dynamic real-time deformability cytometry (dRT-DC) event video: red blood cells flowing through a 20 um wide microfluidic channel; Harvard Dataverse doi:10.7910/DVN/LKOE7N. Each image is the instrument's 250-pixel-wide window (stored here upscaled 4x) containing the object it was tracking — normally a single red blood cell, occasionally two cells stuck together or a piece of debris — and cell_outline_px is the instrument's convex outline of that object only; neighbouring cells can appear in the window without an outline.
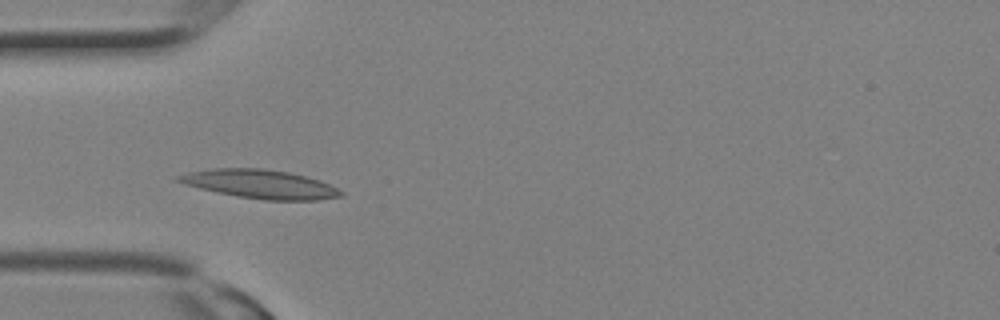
{"species": "Egyptian fruit bat (a non-hibernating species)", "species_latin": "Rousettus aegyptiacus", "temperature_condition": "room temperature", "stored_images_in_passage": 12, "camera_frame_rate_fps": 3000, "um_per_image_px": 0.085, "animal": {"sex": "female"}, "frame": {"image": 1, "passage_image": 7, "time_ms": 2.0, "image_size_px": [1000, 320], "cell_outline_px": [[344, 196], [316, 200], [264, 200], [240, 196], [200, 188], [184, 184], [172, 180], [176, 176], [188, 172], [212, 168], [264, 168], [288, 172], [320, 180], [344, 192]], "centroid_in_image_um": [22.1, 15.64], "position_along_channel_um": 62.9, "area_um2": 27.05}}
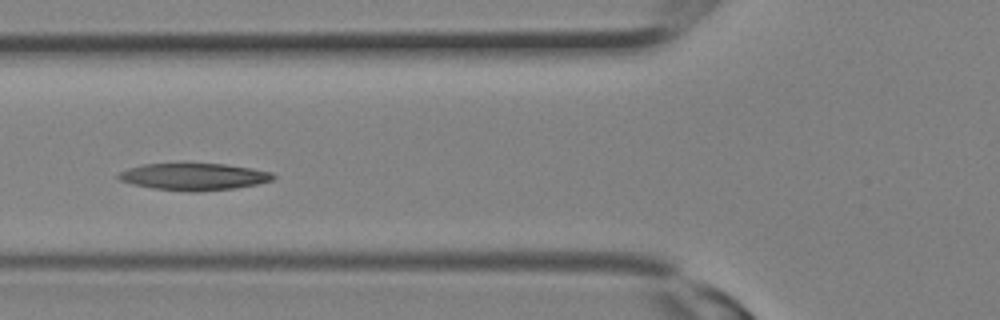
{"frame": {"image": 2, "passage_image": 9, "time_ms": 2.667, "image_size_px": [1000, 320], "cell_outline_px": [[276, 176], [272, 180], [256, 184], [236, 188], [196, 192], [188, 192], [152, 188], [132, 184], [120, 180], [116, 176], [120, 172], [128, 168], [144, 164], [224, 164], [252, 168], [272, 172]], "centroid_in_image_um": [16.48, 15.02], "position_along_channel_um": 109.3, "area_um2": 24.28}}
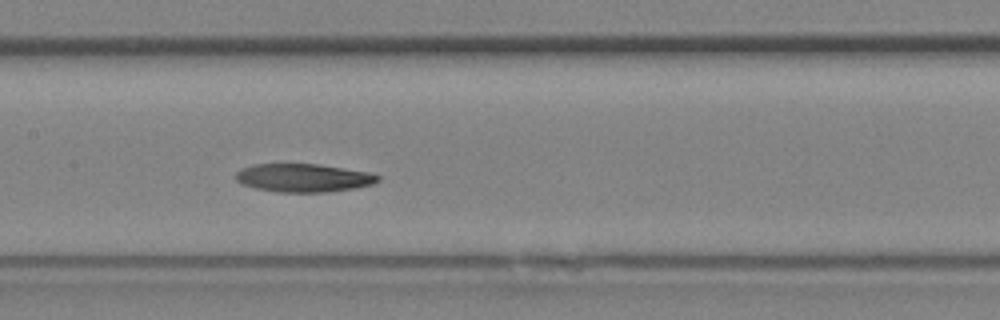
{"frame": {"image": 3, "passage_image": 12, "time_ms": 3.667, "image_size_px": [1000, 320], "cell_outline_px": [[380, 180], [372, 184], [356, 188], [328, 192], [280, 192], [256, 188], [244, 184], [236, 180], [236, 172], [240, 168], [252, 164], [320, 164], [368, 172], [380, 176]], "centroid_in_image_um": [25.8, 15.11], "position_along_channel_um": 181.6, "area_um2": 23.41}}